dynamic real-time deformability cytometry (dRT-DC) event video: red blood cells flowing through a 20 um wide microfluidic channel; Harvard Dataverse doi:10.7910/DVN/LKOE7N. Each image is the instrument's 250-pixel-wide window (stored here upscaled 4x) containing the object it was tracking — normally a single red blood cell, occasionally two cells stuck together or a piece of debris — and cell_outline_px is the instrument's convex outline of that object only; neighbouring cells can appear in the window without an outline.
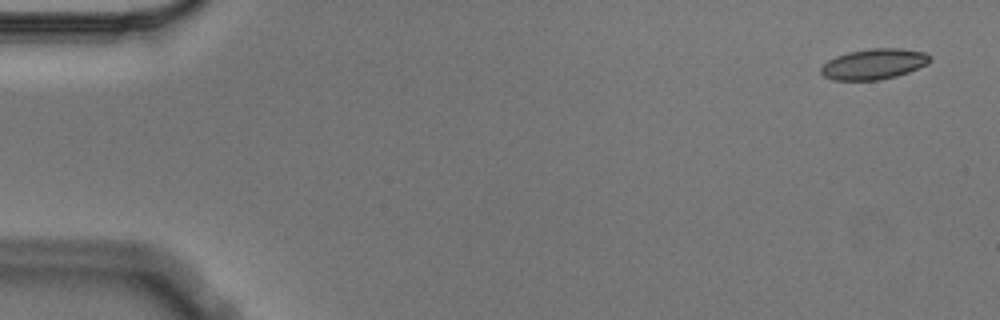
{"species": "Egyptian fruit bat (a non-hibernating species)", "species_latin": "Rousettus aegyptiacus", "temperature_condition": "cold", "stored_images_in_passage": 5, "camera_frame_rate_fps": 3000, "um_per_image_px": 0.085, "animal": {"sex": "male"}, "frame": {"image": 1, "passage_image": 1, "time_ms": 0.0, "image_size_px": [1000, 320], "cell_outline_px": [[932, 60], [928, 64], [908, 72], [896, 76], [880, 80], [832, 80], [824, 76], [820, 72], [820, 68], [828, 60], [836, 56], [848, 52], [872, 48], [900, 48], [924, 52], [932, 56]], "centroid_in_image_um": [74.29, 5.44], "position_along_channel_um": 10.7, "area_um2": 19.54}}
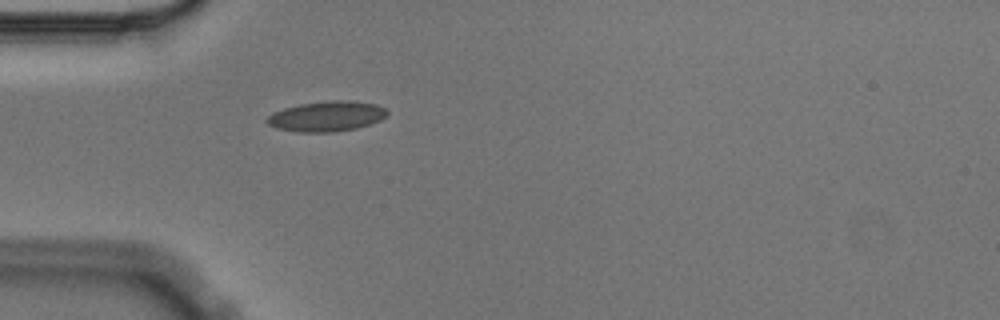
{"frame": {"image": 2, "passage_image": 5, "time_ms": 1.333, "image_size_px": [1000, 320], "cell_outline_px": [[388, 116], [380, 120], [356, 128], [332, 132], [296, 132], [276, 128], [268, 124], [264, 120], [272, 112], [284, 108], [300, 104], [332, 100], [352, 100], [376, 104], [384, 108], [388, 112]], "centroid_in_image_um": [27.75, 9.88], "position_along_channel_um": 57.3, "area_um2": 21.27}}